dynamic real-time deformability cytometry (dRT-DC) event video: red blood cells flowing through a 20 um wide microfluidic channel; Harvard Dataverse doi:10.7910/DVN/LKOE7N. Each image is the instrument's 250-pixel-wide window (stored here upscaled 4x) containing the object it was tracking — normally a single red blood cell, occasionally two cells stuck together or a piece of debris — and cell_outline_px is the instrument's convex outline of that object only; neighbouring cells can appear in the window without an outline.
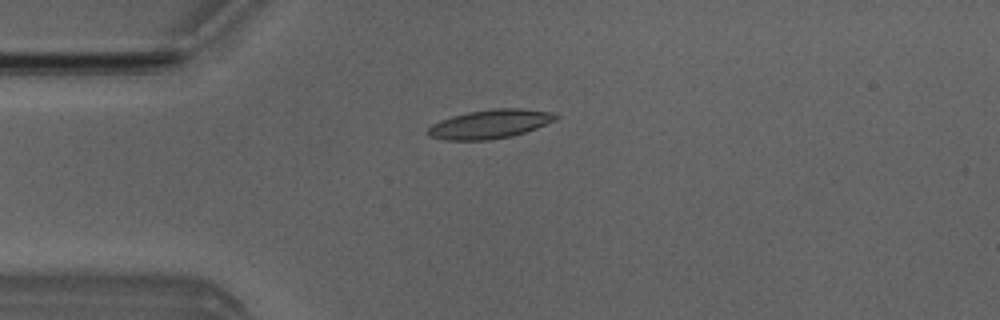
{"species": "Egyptian fruit bat (a non-hibernating species)", "species_latin": "Rousettus aegyptiacus", "temperature_condition": "room temperature", "stored_images_in_passage": 5, "camera_frame_rate_fps": 3000, "um_per_image_px": 0.085, "animal": {"sex": "male"}, "frame": {"image": 1, "passage_image": 3, "time_ms": 2.333, "image_size_px": [1000, 320], "cell_outline_px": [[560, 116], [556, 120], [536, 128], [512, 136], [488, 140], [444, 140], [428, 136], [424, 132], [432, 124], [440, 120], [452, 116], [468, 112], [492, 108], [520, 108], [552, 112]], "centroid_in_image_um": [41.62, 10.54], "position_along_channel_um": 43.4, "area_um2": 21.68}}